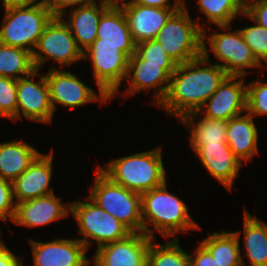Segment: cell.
<instances>
[{
    "label": "cell",
    "mask_w": 267,
    "mask_h": 266,
    "mask_svg": "<svg viewBox=\"0 0 267 266\" xmlns=\"http://www.w3.org/2000/svg\"><path fill=\"white\" fill-rule=\"evenodd\" d=\"M166 182L141 194L143 233L153 239L151 224L164 238L174 237L178 232L200 229L190 217L187 205L168 192Z\"/></svg>",
    "instance_id": "7a4b0ae2"
},
{
    "label": "cell",
    "mask_w": 267,
    "mask_h": 266,
    "mask_svg": "<svg viewBox=\"0 0 267 266\" xmlns=\"http://www.w3.org/2000/svg\"><path fill=\"white\" fill-rule=\"evenodd\" d=\"M54 16L46 2L5 8L0 43L33 52L47 24Z\"/></svg>",
    "instance_id": "277c9868"
},
{
    "label": "cell",
    "mask_w": 267,
    "mask_h": 266,
    "mask_svg": "<svg viewBox=\"0 0 267 266\" xmlns=\"http://www.w3.org/2000/svg\"><path fill=\"white\" fill-rule=\"evenodd\" d=\"M203 29L192 21L186 4L175 11L155 37L177 64L194 60L203 53Z\"/></svg>",
    "instance_id": "5b68a950"
},
{
    "label": "cell",
    "mask_w": 267,
    "mask_h": 266,
    "mask_svg": "<svg viewBox=\"0 0 267 266\" xmlns=\"http://www.w3.org/2000/svg\"><path fill=\"white\" fill-rule=\"evenodd\" d=\"M245 255L250 266H267L266 223L244 211Z\"/></svg>",
    "instance_id": "4316f807"
},
{
    "label": "cell",
    "mask_w": 267,
    "mask_h": 266,
    "mask_svg": "<svg viewBox=\"0 0 267 266\" xmlns=\"http://www.w3.org/2000/svg\"><path fill=\"white\" fill-rule=\"evenodd\" d=\"M251 116L267 115V82L258 78L247 85V110Z\"/></svg>",
    "instance_id": "d6a6232c"
},
{
    "label": "cell",
    "mask_w": 267,
    "mask_h": 266,
    "mask_svg": "<svg viewBox=\"0 0 267 266\" xmlns=\"http://www.w3.org/2000/svg\"><path fill=\"white\" fill-rule=\"evenodd\" d=\"M237 1L239 2V4H240L243 8H245V7H247L248 4L254 2L255 0H249V1H247V0H237Z\"/></svg>",
    "instance_id": "7bdbcfd3"
},
{
    "label": "cell",
    "mask_w": 267,
    "mask_h": 266,
    "mask_svg": "<svg viewBox=\"0 0 267 266\" xmlns=\"http://www.w3.org/2000/svg\"><path fill=\"white\" fill-rule=\"evenodd\" d=\"M120 6L135 44L155 39L170 16L180 9L142 6L134 0L123 1Z\"/></svg>",
    "instance_id": "e0dca14e"
},
{
    "label": "cell",
    "mask_w": 267,
    "mask_h": 266,
    "mask_svg": "<svg viewBox=\"0 0 267 266\" xmlns=\"http://www.w3.org/2000/svg\"><path fill=\"white\" fill-rule=\"evenodd\" d=\"M161 148L114 159L98 169L115 184L142 194L166 182Z\"/></svg>",
    "instance_id": "3957f363"
},
{
    "label": "cell",
    "mask_w": 267,
    "mask_h": 266,
    "mask_svg": "<svg viewBox=\"0 0 267 266\" xmlns=\"http://www.w3.org/2000/svg\"><path fill=\"white\" fill-rule=\"evenodd\" d=\"M137 4L149 7L158 8H181L184 5V0H175L171 6L169 0H134Z\"/></svg>",
    "instance_id": "ab89813d"
},
{
    "label": "cell",
    "mask_w": 267,
    "mask_h": 266,
    "mask_svg": "<svg viewBox=\"0 0 267 266\" xmlns=\"http://www.w3.org/2000/svg\"><path fill=\"white\" fill-rule=\"evenodd\" d=\"M225 32L210 33L207 36L206 30L203 29V42L210 44L214 55L221 61L216 62L222 67L229 76H243L248 74L246 68L260 67L264 68L254 56L251 48L245 43L241 31H230V25H218ZM229 28V29H228ZM229 30L228 32L226 30ZM206 35V36H205ZM223 62V63H222Z\"/></svg>",
    "instance_id": "ba28073f"
},
{
    "label": "cell",
    "mask_w": 267,
    "mask_h": 266,
    "mask_svg": "<svg viewBox=\"0 0 267 266\" xmlns=\"http://www.w3.org/2000/svg\"><path fill=\"white\" fill-rule=\"evenodd\" d=\"M60 200H62L61 197L57 198L53 193L16 203L13 222L29 228L40 227L66 218L70 212L71 202L64 205Z\"/></svg>",
    "instance_id": "d6986e66"
},
{
    "label": "cell",
    "mask_w": 267,
    "mask_h": 266,
    "mask_svg": "<svg viewBox=\"0 0 267 266\" xmlns=\"http://www.w3.org/2000/svg\"><path fill=\"white\" fill-rule=\"evenodd\" d=\"M87 58L91 59L99 93L112 100L128 71L129 58L122 52V45L92 44L83 52V60Z\"/></svg>",
    "instance_id": "30bf717a"
},
{
    "label": "cell",
    "mask_w": 267,
    "mask_h": 266,
    "mask_svg": "<svg viewBox=\"0 0 267 266\" xmlns=\"http://www.w3.org/2000/svg\"><path fill=\"white\" fill-rule=\"evenodd\" d=\"M40 154L23 140L0 143V177L13 182Z\"/></svg>",
    "instance_id": "cb8c5ba5"
},
{
    "label": "cell",
    "mask_w": 267,
    "mask_h": 266,
    "mask_svg": "<svg viewBox=\"0 0 267 266\" xmlns=\"http://www.w3.org/2000/svg\"><path fill=\"white\" fill-rule=\"evenodd\" d=\"M37 72L36 69L17 80V120L21 119L22 113L31 121L52 123L54 110L50 101L46 76L42 75L40 81L35 82L33 80L38 76Z\"/></svg>",
    "instance_id": "4fadbf2b"
},
{
    "label": "cell",
    "mask_w": 267,
    "mask_h": 266,
    "mask_svg": "<svg viewBox=\"0 0 267 266\" xmlns=\"http://www.w3.org/2000/svg\"><path fill=\"white\" fill-rule=\"evenodd\" d=\"M226 142L234 155L243 161H248L258 154V130L253 116L238 115L227 121Z\"/></svg>",
    "instance_id": "7402d4cb"
},
{
    "label": "cell",
    "mask_w": 267,
    "mask_h": 266,
    "mask_svg": "<svg viewBox=\"0 0 267 266\" xmlns=\"http://www.w3.org/2000/svg\"><path fill=\"white\" fill-rule=\"evenodd\" d=\"M0 117L17 121V80L0 76Z\"/></svg>",
    "instance_id": "4dcf8cb0"
},
{
    "label": "cell",
    "mask_w": 267,
    "mask_h": 266,
    "mask_svg": "<svg viewBox=\"0 0 267 266\" xmlns=\"http://www.w3.org/2000/svg\"><path fill=\"white\" fill-rule=\"evenodd\" d=\"M197 117H199V112L195 111L180 119V121L188 128L189 132L191 131L189 139L191 148L194 151L200 145L227 144V121L203 116L198 123H195Z\"/></svg>",
    "instance_id": "d4e9b609"
},
{
    "label": "cell",
    "mask_w": 267,
    "mask_h": 266,
    "mask_svg": "<svg viewBox=\"0 0 267 266\" xmlns=\"http://www.w3.org/2000/svg\"><path fill=\"white\" fill-rule=\"evenodd\" d=\"M147 266H189V254L179 245L178 238L166 244H154V239L148 247Z\"/></svg>",
    "instance_id": "f1b7e54d"
},
{
    "label": "cell",
    "mask_w": 267,
    "mask_h": 266,
    "mask_svg": "<svg viewBox=\"0 0 267 266\" xmlns=\"http://www.w3.org/2000/svg\"><path fill=\"white\" fill-rule=\"evenodd\" d=\"M199 9L215 25H231L237 17L243 15L244 8L237 0H198Z\"/></svg>",
    "instance_id": "f546056e"
},
{
    "label": "cell",
    "mask_w": 267,
    "mask_h": 266,
    "mask_svg": "<svg viewBox=\"0 0 267 266\" xmlns=\"http://www.w3.org/2000/svg\"><path fill=\"white\" fill-rule=\"evenodd\" d=\"M193 255L189 254V266H218L210 252L199 243Z\"/></svg>",
    "instance_id": "74e56055"
},
{
    "label": "cell",
    "mask_w": 267,
    "mask_h": 266,
    "mask_svg": "<svg viewBox=\"0 0 267 266\" xmlns=\"http://www.w3.org/2000/svg\"><path fill=\"white\" fill-rule=\"evenodd\" d=\"M241 232H213L200 242L213 256L218 266H247L242 259L239 237Z\"/></svg>",
    "instance_id": "484cf974"
},
{
    "label": "cell",
    "mask_w": 267,
    "mask_h": 266,
    "mask_svg": "<svg viewBox=\"0 0 267 266\" xmlns=\"http://www.w3.org/2000/svg\"><path fill=\"white\" fill-rule=\"evenodd\" d=\"M4 8L11 6H32L44 3L45 0H2Z\"/></svg>",
    "instance_id": "60d3db41"
},
{
    "label": "cell",
    "mask_w": 267,
    "mask_h": 266,
    "mask_svg": "<svg viewBox=\"0 0 267 266\" xmlns=\"http://www.w3.org/2000/svg\"><path fill=\"white\" fill-rule=\"evenodd\" d=\"M93 44L122 45V52L128 58L135 53L136 44L121 6L108 7L102 13Z\"/></svg>",
    "instance_id": "44dd1931"
},
{
    "label": "cell",
    "mask_w": 267,
    "mask_h": 266,
    "mask_svg": "<svg viewBox=\"0 0 267 266\" xmlns=\"http://www.w3.org/2000/svg\"><path fill=\"white\" fill-rule=\"evenodd\" d=\"M135 52L146 60V63H176L154 39L136 44Z\"/></svg>",
    "instance_id": "836d02e7"
},
{
    "label": "cell",
    "mask_w": 267,
    "mask_h": 266,
    "mask_svg": "<svg viewBox=\"0 0 267 266\" xmlns=\"http://www.w3.org/2000/svg\"><path fill=\"white\" fill-rule=\"evenodd\" d=\"M108 6L89 3L71 10L66 24L71 30L78 48L84 52L97 38V30L102 13Z\"/></svg>",
    "instance_id": "603a6c76"
},
{
    "label": "cell",
    "mask_w": 267,
    "mask_h": 266,
    "mask_svg": "<svg viewBox=\"0 0 267 266\" xmlns=\"http://www.w3.org/2000/svg\"><path fill=\"white\" fill-rule=\"evenodd\" d=\"M56 68L52 67L47 74L45 73L54 112L57 108L55 103L73 109L86 105L88 102L100 100L102 104L110 100L105 93H99L98 96L92 88L85 85L71 72Z\"/></svg>",
    "instance_id": "8fae6325"
},
{
    "label": "cell",
    "mask_w": 267,
    "mask_h": 266,
    "mask_svg": "<svg viewBox=\"0 0 267 266\" xmlns=\"http://www.w3.org/2000/svg\"><path fill=\"white\" fill-rule=\"evenodd\" d=\"M124 0H100L99 4L106 5L108 7L112 6H120V3H122ZM90 3H96L95 0H89Z\"/></svg>",
    "instance_id": "b9f144b4"
},
{
    "label": "cell",
    "mask_w": 267,
    "mask_h": 266,
    "mask_svg": "<svg viewBox=\"0 0 267 266\" xmlns=\"http://www.w3.org/2000/svg\"><path fill=\"white\" fill-rule=\"evenodd\" d=\"M34 266H89L88 249L78 239L29 240Z\"/></svg>",
    "instance_id": "2e32d148"
},
{
    "label": "cell",
    "mask_w": 267,
    "mask_h": 266,
    "mask_svg": "<svg viewBox=\"0 0 267 266\" xmlns=\"http://www.w3.org/2000/svg\"><path fill=\"white\" fill-rule=\"evenodd\" d=\"M266 239H267V223H266Z\"/></svg>",
    "instance_id": "ee69618b"
},
{
    "label": "cell",
    "mask_w": 267,
    "mask_h": 266,
    "mask_svg": "<svg viewBox=\"0 0 267 266\" xmlns=\"http://www.w3.org/2000/svg\"><path fill=\"white\" fill-rule=\"evenodd\" d=\"M245 43L251 48L254 56L264 66L267 67V29L255 22L254 26L239 29Z\"/></svg>",
    "instance_id": "1f68e13d"
},
{
    "label": "cell",
    "mask_w": 267,
    "mask_h": 266,
    "mask_svg": "<svg viewBox=\"0 0 267 266\" xmlns=\"http://www.w3.org/2000/svg\"><path fill=\"white\" fill-rule=\"evenodd\" d=\"M95 175L89 197L132 233H143L141 194L115 184L98 168Z\"/></svg>",
    "instance_id": "8992f818"
},
{
    "label": "cell",
    "mask_w": 267,
    "mask_h": 266,
    "mask_svg": "<svg viewBox=\"0 0 267 266\" xmlns=\"http://www.w3.org/2000/svg\"><path fill=\"white\" fill-rule=\"evenodd\" d=\"M228 76L219 65H211L208 47L203 42L202 56L177 64L170 76L167 94L158 106L180 120L199 111Z\"/></svg>",
    "instance_id": "6da1fadb"
},
{
    "label": "cell",
    "mask_w": 267,
    "mask_h": 266,
    "mask_svg": "<svg viewBox=\"0 0 267 266\" xmlns=\"http://www.w3.org/2000/svg\"><path fill=\"white\" fill-rule=\"evenodd\" d=\"M244 78L228 76L199 109V114L225 121L241 115L247 110V85H244Z\"/></svg>",
    "instance_id": "5bb4252c"
},
{
    "label": "cell",
    "mask_w": 267,
    "mask_h": 266,
    "mask_svg": "<svg viewBox=\"0 0 267 266\" xmlns=\"http://www.w3.org/2000/svg\"><path fill=\"white\" fill-rule=\"evenodd\" d=\"M54 17H64L65 10L71 6H83L89 4V0H45Z\"/></svg>",
    "instance_id": "8d00e7d4"
},
{
    "label": "cell",
    "mask_w": 267,
    "mask_h": 266,
    "mask_svg": "<svg viewBox=\"0 0 267 266\" xmlns=\"http://www.w3.org/2000/svg\"><path fill=\"white\" fill-rule=\"evenodd\" d=\"M53 151L41 153L33 163L13 182V196L16 203L53 194L49 187L52 178Z\"/></svg>",
    "instance_id": "ac0fdd59"
},
{
    "label": "cell",
    "mask_w": 267,
    "mask_h": 266,
    "mask_svg": "<svg viewBox=\"0 0 267 266\" xmlns=\"http://www.w3.org/2000/svg\"><path fill=\"white\" fill-rule=\"evenodd\" d=\"M15 212L12 182L0 177V219L6 223L9 217L13 221Z\"/></svg>",
    "instance_id": "e575fe53"
},
{
    "label": "cell",
    "mask_w": 267,
    "mask_h": 266,
    "mask_svg": "<svg viewBox=\"0 0 267 266\" xmlns=\"http://www.w3.org/2000/svg\"><path fill=\"white\" fill-rule=\"evenodd\" d=\"M35 70L31 52L0 43V76L18 80Z\"/></svg>",
    "instance_id": "83f0119b"
},
{
    "label": "cell",
    "mask_w": 267,
    "mask_h": 266,
    "mask_svg": "<svg viewBox=\"0 0 267 266\" xmlns=\"http://www.w3.org/2000/svg\"><path fill=\"white\" fill-rule=\"evenodd\" d=\"M195 153L210 175L231 191L242 162L234 155L228 144L200 145Z\"/></svg>",
    "instance_id": "ffe728a7"
},
{
    "label": "cell",
    "mask_w": 267,
    "mask_h": 266,
    "mask_svg": "<svg viewBox=\"0 0 267 266\" xmlns=\"http://www.w3.org/2000/svg\"><path fill=\"white\" fill-rule=\"evenodd\" d=\"M176 67L177 63H146V60L135 52L128 60L126 76V79L130 80L126 90L128 96L141 91L149 92L158 87L154 101L159 105L167 94L170 76Z\"/></svg>",
    "instance_id": "7c38bea8"
},
{
    "label": "cell",
    "mask_w": 267,
    "mask_h": 266,
    "mask_svg": "<svg viewBox=\"0 0 267 266\" xmlns=\"http://www.w3.org/2000/svg\"><path fill=\"white\" fill-rule=\"evenodd\" d=\"M153 238L131 233L126 238L100 246L92 266H147L148 247Z\"/></svg>",
    "instance_id": "9a60e30c"
},
{
    "label": "cell",
    "mask_w": 267,
    "mask_h": 266,
    "mask_svg": "<svg viewBox=\"0 0 267 266\" xmlns=\"http://www.w3.org/2000/svg\"><path fill=\"white\" fill-rule=\"evenodd\" d=\"M20 260V261H19ZM0 266H23L22 258L16 256L0 239Z\"/></svg>",
    "instance_id": "f35d334b"
},
{
    "label": "cell",
    "mask_w": 267,
    "mask_h": 266,
    "mask_svg": "<svg viewBox=\"0 0 267 266\" xmlns=\"http://www.w3.org/2000/svg\"><path fill=\"white\" fill-rule=\"evenodd\" d=\"M64 18L53 17L40 36L35 47L37 51L32 52L33 63L37 70L49 58L62 67L83 60V52L78 48Z\"/></svg>",
    "instance_id": "9c48e42d"
},
{
    "label": "cell",
    "mask_w": 267,
    "mask_h": 266,
    "mask_svg": "<svg viewBox=\"0 0 267 266\" xmlns=\"http://www.w3.org/2000/svg\"><path fill=\"white\" fill-rule=\"evenodd\" d=\"M243 15L267 29V0H255L248 4Z\"/></svg>",
    "instance_id": "d590c367"
},
{
    "label": "cell",
    "mask_w": 267,
    "mask_h": 266,
    "mask_svg": "<svg viewBox=\"0 0 267 266\" xmlns=\"http://www.w3.org/2000/svg\"><path fill=\"white\" fill-rule=\"evenodd\" d=\"M87 200V202L74 201L70 204V213H72L79 225L80 235H83V238H78V240L87 249L92 244L90 239L96 241L98 249L105 244L122 240L132 233L124 224L104 211L89 196Z\"/></svg>",
    "instance_id": "52a82bcc"
}]
</instances>
